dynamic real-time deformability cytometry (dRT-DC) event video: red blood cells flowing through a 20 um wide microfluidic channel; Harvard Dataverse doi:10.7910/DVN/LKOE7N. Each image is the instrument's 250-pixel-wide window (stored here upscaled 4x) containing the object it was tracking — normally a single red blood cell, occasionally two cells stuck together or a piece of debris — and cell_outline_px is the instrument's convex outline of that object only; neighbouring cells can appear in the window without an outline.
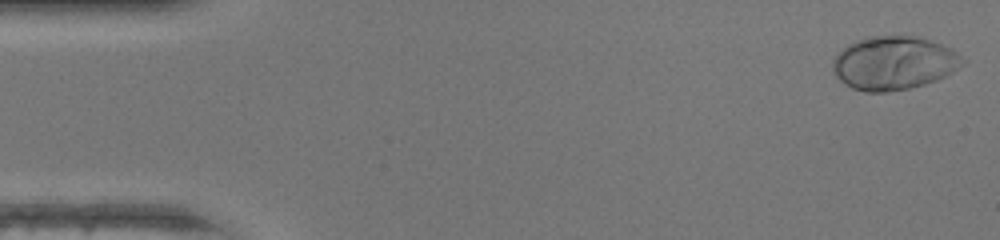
{"species": "human", "species_latin": "Homo sapiens", "temperature_condition": "warm", "stored_images_in_passage": 47, "camera_frame_rate_fps": 3000, "um_per_image_px": 0.085, "donor": {"sex": "female"}, "frame": {"image": 1, "passage_image": 1, "time_ms": 0.0, "image_size_px": [1000, 240], "cell_outline_px": [[968, 60], [964, 64], [952, 72], [936, 80], [912, 88], [888, 92], [864, 92], [852, 88], [844, 84], [832, 72], [832, 60], [848, 44], [856, 40], [872, 36], [916, 36], [952, 48]], "centroid_in_image_um": [75.99, 5.37], "position_along_channel_um": 9.0, "area_um2": 40.69}}
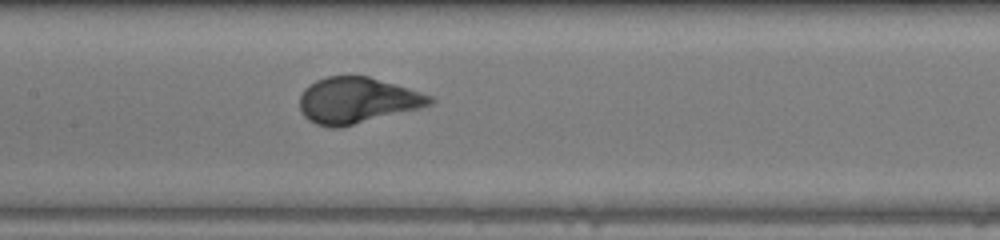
{"frame": {"image": 2, "passage_image": 22, "time_ms": 7.0, "image_size_px": [1000, 240], "cell_outline_px": [[436, 100], [432, 104], [420, 108], [340, 128], [328, 128], [316, 124], [308, 120], [300, 112], [300, 96], [304, 88], [316, 80], [324, 76], [368, 76], [396, 84], [432, 96]], "centroid_in_image_um": [30.33, 8.54], "position_along_channel_um": 177.1, "area_um2": 35.08}}
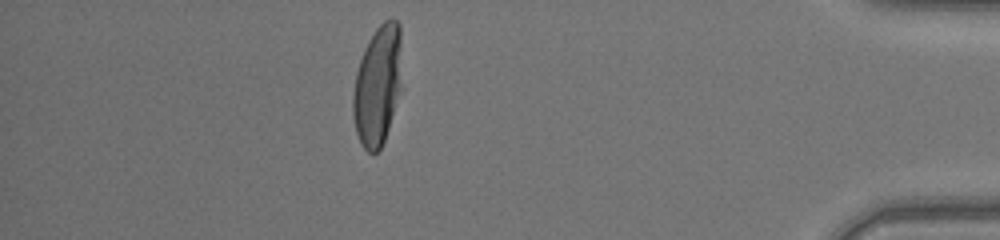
{"frame": {"image": 3, "passage_image": 41, "time_ms": 13.333, "image_size_px": [1000, 240], "cell_outline_px": [[404, 88], [384, 140], [380, 148], [376, 152], [368, 152], [360, 144], [356, 132], [352, 116], [352, 92], [356, 72], [364, 48], [368, 40], [376, 28], [384, 20], [392, 16], [400, 24]], "centroid_in_image_um": [32.14, 7.22], "position_along_channel_um": 403.1, "area_um2": 35.6}, "authors_computed_cell_mechanics": {"area_um2": 35.4314, "velocity_mm_per_s": 4.368, "shape_relaxation_time_tau1_ms": 2.7429, "shape_relaxation_time_tau2_ms": null, "deformation_change_tau1": 0.2247, "deformation_change_tau2": null}}